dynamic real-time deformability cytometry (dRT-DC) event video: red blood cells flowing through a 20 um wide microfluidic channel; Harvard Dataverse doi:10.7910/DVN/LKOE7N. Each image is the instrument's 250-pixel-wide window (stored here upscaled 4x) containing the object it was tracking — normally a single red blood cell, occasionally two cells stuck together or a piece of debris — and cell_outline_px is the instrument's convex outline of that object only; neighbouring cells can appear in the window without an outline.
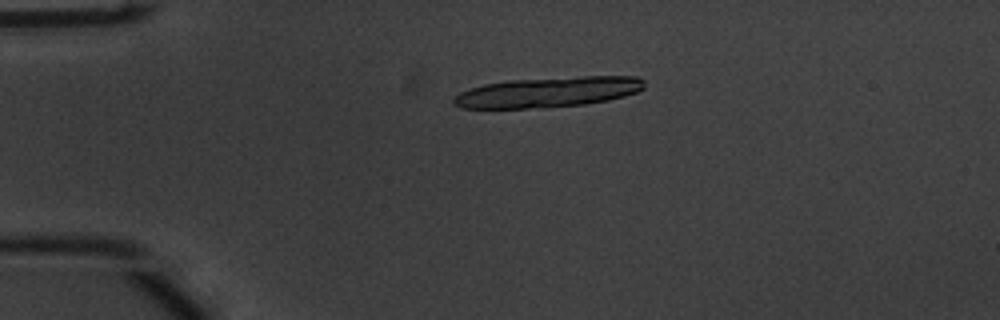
{"species": "common noctule bat (a hibernating species)", "species_latin": "Nyctalus noctula", "temperature_condition": "warm", "stored_images_in_passage": 14, "camera_frame_rate_fps": 3000, "um_per_image_px": 0.085, "animal": {"sex": "male", "body_mass_g": 20.1, "forearm_length_mm": 53.5}, "frame": {"image": 1, "passage_image": 7, "time_ms": 2.0, "image_size_px": [1000, 320], "cell_outline_px": [[644, 88], [636, 92], [624, 96], [608, 100], [584, 104], [528, 108], [460, 108], [452, 104], [452, 100], [460, 92], [484, 84], [508, 80], [584, 76], [636, 76], [644, 80]], "centroid_in_image_um": [46.58, 7.82], "position_along_channel_um": 38.4, "area_um2": 33.52}}